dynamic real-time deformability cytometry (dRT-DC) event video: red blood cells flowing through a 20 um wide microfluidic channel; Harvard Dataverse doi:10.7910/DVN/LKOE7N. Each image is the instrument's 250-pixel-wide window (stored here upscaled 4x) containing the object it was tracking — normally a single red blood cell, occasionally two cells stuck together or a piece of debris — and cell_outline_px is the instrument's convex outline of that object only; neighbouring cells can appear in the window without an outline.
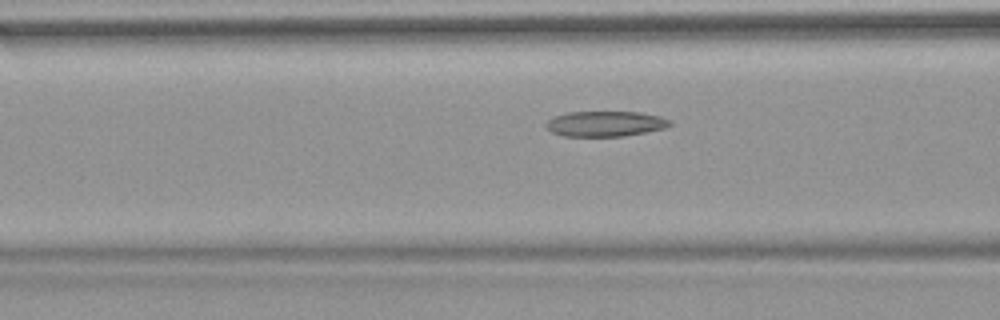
{"species": "common noctule bat (a hibernating species)", "species_latin": "Nyctalus noctula", "temperature_condition": "warm", "stored_images_in_passage": 52, "camera_frame_rate_fps": 3000, "um_per_image_px": 0.085, "animal": {"sex": "female", "body_mass_g": 18.4}, "frame": {"image": 1, "passage_image": 20, "time_ms": 6.333, "image_size_px": [1000, 320], "cell_outline_px": [[672, 124], [664, 128], [624, 136], [564, 136], [552, 132], [544, 124], [552, 116], [568, 112], [640, 112], [660, 116], [672, 120]], "centroid_in_image_um": [51.44, 10.51], "position_along_channel_um": 115.2, "area_um2": 18.32}}
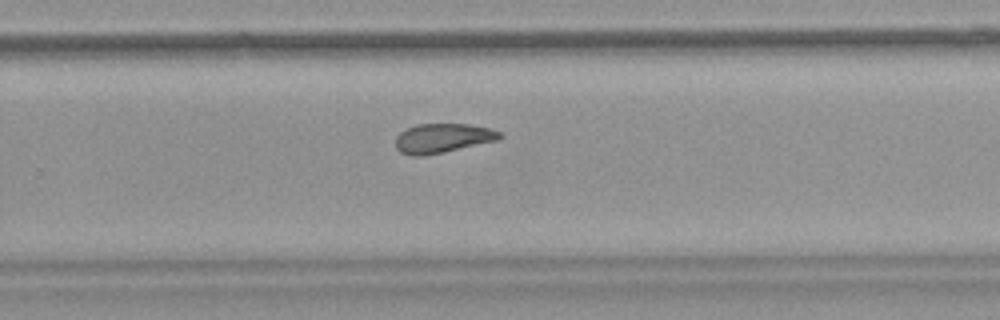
{"frame": {"image": 2, "passage_image": 34, "time_ms": 11.0, "image_size_px": [1000, 320], "cell_outline_px": [[504, 136], [500, 140], [444, 152], [424, 156], [412, 156], [400, 152], [396, 148], [396, 136], [400, 132], [416, 124], [472, 124], [504, 132]], "centroid_in_image_um": [37.67, 11.74], "position_along_channel_um": 292.1, "area_um2": 18.09}}
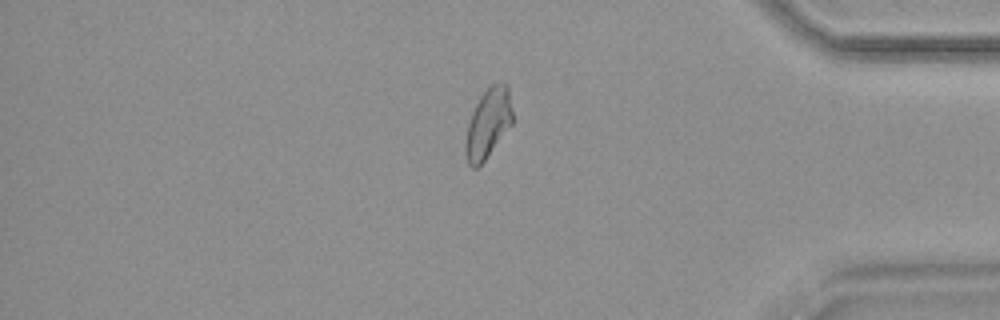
{"frame": {"image": 3, "passage_image": 44, "time_ms": 14.333, "image_size_px": [1000, 320], "cell_outline_px": [[512, 124], [484, 160], [476, 168], [472, 168], [468, 164], [464, 152], [464, 144], [468, 124], [472, 112], [480, 96], [492, 84], [508, 84], [512, 112]], "centroid_in_image_um": [41.47, 10.5], "position_along_channel_um": 393.7, "area_um2": 18.79}, "authors_computed_cell_mechanics": {"area_um2": 19.4497, "velocity_mm_per_s": 3.8141, "shape_relaxation_time_tau1_ms": 9.7334, "shape_relaxation_time_tau2_ms": 2.5923, "deformation_change_tau1": 0.2013, "deformation_change_tau2": 0.0935}}